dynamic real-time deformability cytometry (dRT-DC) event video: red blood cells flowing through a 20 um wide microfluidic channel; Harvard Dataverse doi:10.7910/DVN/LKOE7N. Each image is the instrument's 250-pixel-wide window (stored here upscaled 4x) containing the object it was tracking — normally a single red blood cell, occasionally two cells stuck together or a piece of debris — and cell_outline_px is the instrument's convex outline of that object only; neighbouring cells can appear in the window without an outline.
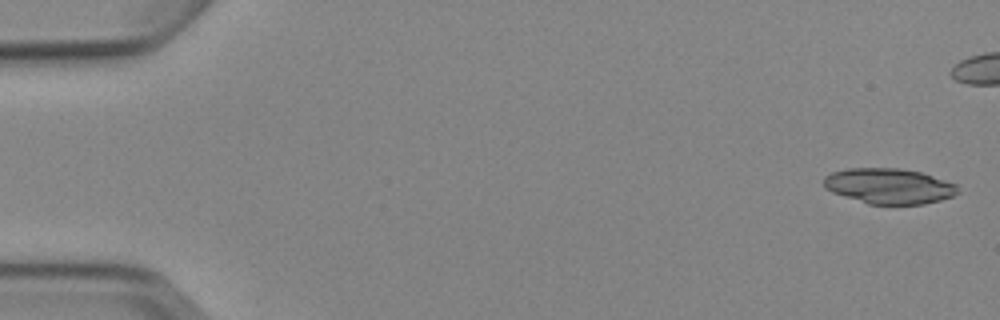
{"species": "Egyptian fruit bat (a non-hibernating species)", "species_latin": "Rousettus aegyptiacus", "temperature_condition": "cold", "stored_images_in_passage": 6, "camera_frame_rate_fps": 3000, "um_per_image_px": 0.085, "animal": {"sex": "female"}, "frame": {"image": 1, "passage_image": 1, "time_ms": 0.0, "image_size_px": [1000, 320], "cell_outline_px": [[960, 192], [952, 196], [940, 200], [924, 204], [868, 204], [832, 192], [824, 188], [824, 176], [832, 172], [848, 168], [900, 168], [924, 172], [956, 184]], "centroid_in_image_um": [75.58, 15.8], "position_along_channel_um": 9.4, "area_um2": 27.86}}